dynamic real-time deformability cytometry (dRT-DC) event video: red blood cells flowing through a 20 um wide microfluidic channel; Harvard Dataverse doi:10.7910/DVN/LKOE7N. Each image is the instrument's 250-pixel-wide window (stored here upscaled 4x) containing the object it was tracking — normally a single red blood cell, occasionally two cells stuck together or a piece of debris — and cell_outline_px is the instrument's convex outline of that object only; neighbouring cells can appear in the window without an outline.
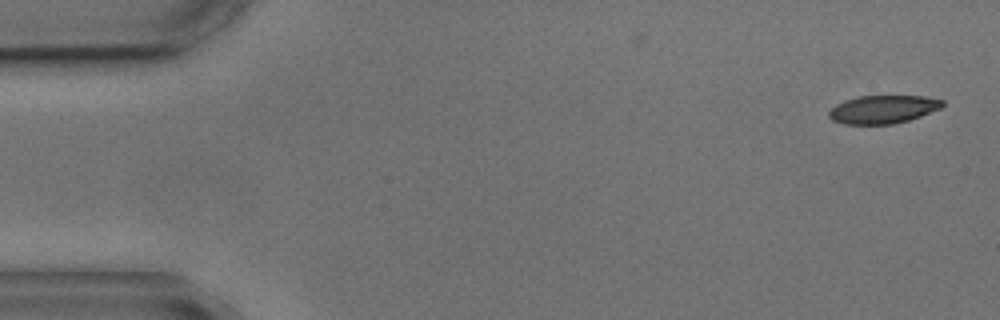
{"species": "common noctule bat (a hibernating species)", "species_latin": "Nyctalus noctula", "temperature_condition": "cold", "stored_images_in_passage": 4, "camera_frame_rate_fps": 3000, "um_per_image_px": 0.085, "animal": {"sex": "male", "body_mass_g": 17.9, "forearm_length_mm": 54.2}, "frame": {"image": 1, "passage_image": 1, "time_ms": 0.0, "image_size_px": [1000, 320], "cell_outline_px": [[944, 104], [940, 108], [920, 116], [908, 120], [892, 124], [844, 124], [832, 120], [828, 116], [828, 112], [836, 104], [844, 100], [860, 96], [924, 96], [944, 100]], "centroid_in_image_um": [75.03, 9.29], "position_along_channel_um": 10.0, "area_um2": 18.55}}